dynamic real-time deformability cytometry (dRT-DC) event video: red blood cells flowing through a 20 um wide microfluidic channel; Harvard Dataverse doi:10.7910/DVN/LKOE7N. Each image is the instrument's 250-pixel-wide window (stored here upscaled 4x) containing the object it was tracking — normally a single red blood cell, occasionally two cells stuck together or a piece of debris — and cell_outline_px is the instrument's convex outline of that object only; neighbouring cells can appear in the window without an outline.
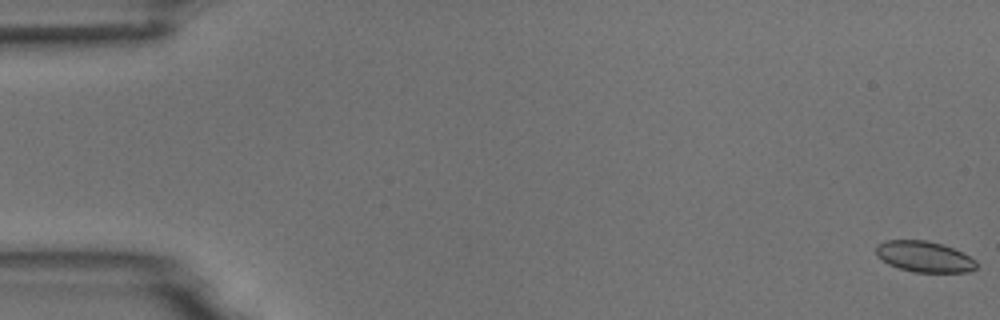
{"species": "common noctule bat (a hibernating species)", "species_latin": "Nyctalus noctula", "temperature_condition": "room temperature", "stored_images_in_passage": 55, "camera_frame_rate_fps": 3000, "um_per_image_px": 0.085, "animal": {"sex": "male", "body_mass_g": 18.8}, "frame": {"image": 1, "passage_image": 1, "time_ms": 0.0, "image_size_px": [1000, 320], "cell_outline_px": [[976, 268], [968, 272], [916, 272], [900, 268], [888, 264], [876, 256], [876, 244], [884, 240], [924, 240], [940, 244], [952, 248], [976, 260]], "centroid_in_image_um": [78.52, 21.81], "position_along_channel_um": 6.5, "area_um2": 17.92}}
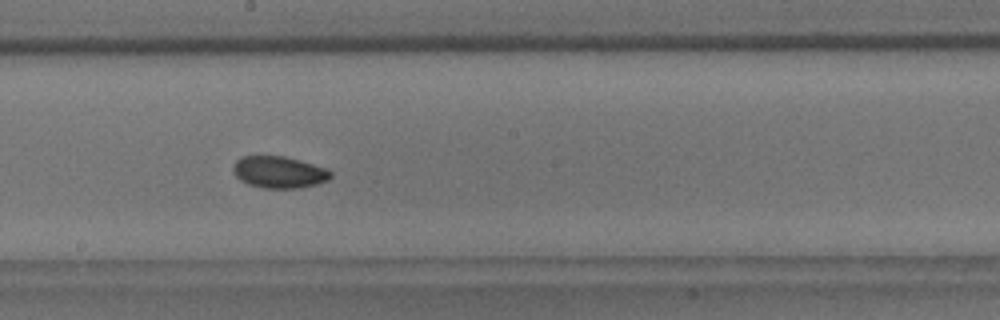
{"frame": {"image": 2, "passage_image": 31, "time_ms": 10.0, "image_size_px": [1000, 320], "cell_outline_px": [[332, 176], [328, 180], [316, 184], [296, 188], [264, 188], [248, 184], [240, 180], [236, 176], [232, 168], [236, 160], [240, 156], [284, 156], [300, 160], [328, 168], [332, 172]], "centroid_in_image_um": [23.73, 14.62], "position_along_channel_um": 224.5, "area_um2": 18.15}}
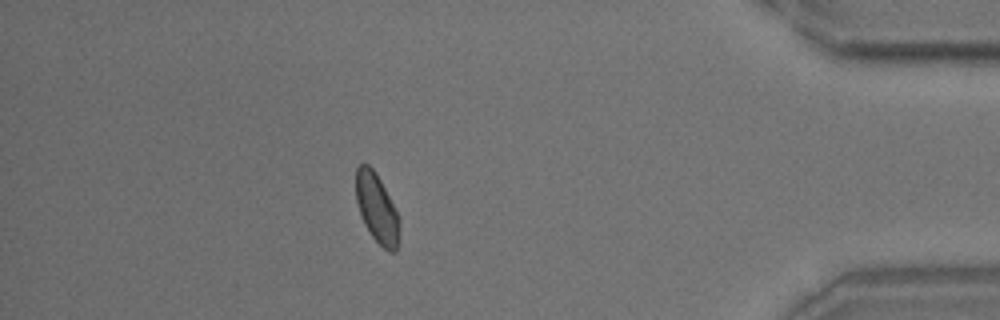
{"frame": {"image": 3, "passage_image": 49, "time_ms": 16.0, "image_size_px": [1000, 320], "cell_outline_px": [[400, 240], [396, 252], [388, 252], [372, 236], [364, 224], [360, 216], [356, 200], [356, 168], [360, 164], [368, 164], [372, 168], [380, 180], [400, 220]], "centroid_in_image_um": [32.04, 17.75], "position_along_channel_um": 403.2, "area_um2": 17.51}, "authors_computed_cell_mechanics": {"area_um2": 18.0336, "velocity_mm_per_s": 3.6987, "shape_relaxation_time_tau1_ms": 7.8401, "shape_relaxation_time_tau2_ms": 3.3324, "deformation_change_tau1": 0.0839, "deformation_change_tau2": 0.0686}}